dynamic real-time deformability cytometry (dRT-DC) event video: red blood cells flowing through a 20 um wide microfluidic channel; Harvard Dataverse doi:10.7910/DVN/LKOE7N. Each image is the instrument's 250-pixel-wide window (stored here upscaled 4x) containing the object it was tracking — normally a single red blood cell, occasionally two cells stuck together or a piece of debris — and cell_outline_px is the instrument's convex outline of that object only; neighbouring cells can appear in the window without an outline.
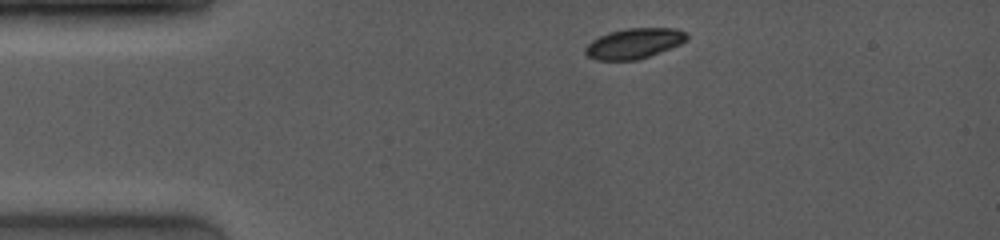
{"species": "common noctule bat (a hibernating species)", "species_latin": "Nyctalus noctula", "temperature_condition": "room temperature", "stored_images_in_passage": 3, "camera_frame_rate_fps": 4000, "um_per_image_px": 0.085, "animal": {"sex": "female", "body_mass_g": 19.0, "forearm_length_mm": 53.3}, "frame": {"image": 1, "passage_image": 1, "time_ms": 0.0, "image_size_px": [1000, 240], "cell_outline_px": [[688, 40], [680, 44], [660, 52], [636, 60], [596, 60], [588, 56], [584, 52], [584, 48], [592, 40], [608, 32], [628, 28], [676, 28], [688, 32]], "centroid_in_image_um": [53.91, 3.68], "position_along_channel_um": 31.1, "area_um2": 17.98}}